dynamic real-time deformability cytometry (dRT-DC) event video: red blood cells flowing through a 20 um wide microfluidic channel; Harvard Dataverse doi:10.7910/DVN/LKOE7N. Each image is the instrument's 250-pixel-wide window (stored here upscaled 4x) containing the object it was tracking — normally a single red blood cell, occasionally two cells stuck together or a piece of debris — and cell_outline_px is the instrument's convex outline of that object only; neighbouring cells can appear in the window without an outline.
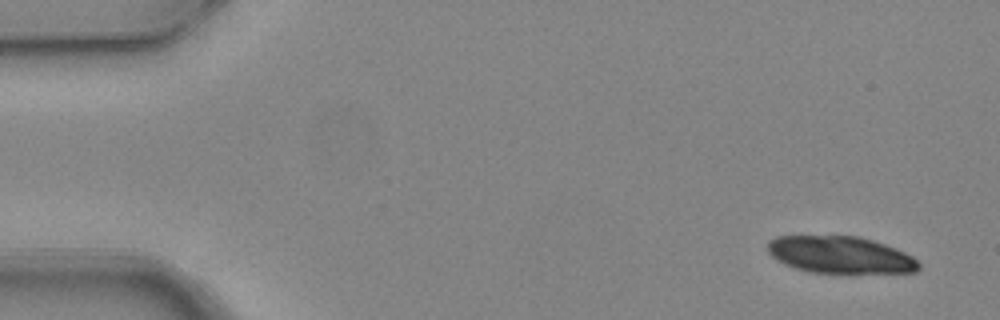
{"species": "common noctule bat (a hibernating species)", "species_latin": "Nyctalus noctula", "temperature_condition": "warm", "stored_images_in_passage": 6, "camera_frame_rate_fps": 3000, "um_per_image_px": 0.085, "animal": {"sex": "female", "body_mass_g": 24.6, "forearm_length_mm": 56.2}, "frame": {"image": 1, "passage_image": 1, "time_ms": 0.0, "image_size_px": [1000, 320], "cell_outline_px": [[920, 268], [916, 272], [812, 272], [796, 268], [784, 264], [776, 260], [768, 252], [768, 240], [776, 236], [856, 236], [872, 240], [896, 248], [912, 256], [920, 264]], "centroid_in_image_um": [71.4, 21.65], "position_along_channel_um": 13.6, "area_um2": 32.25}}
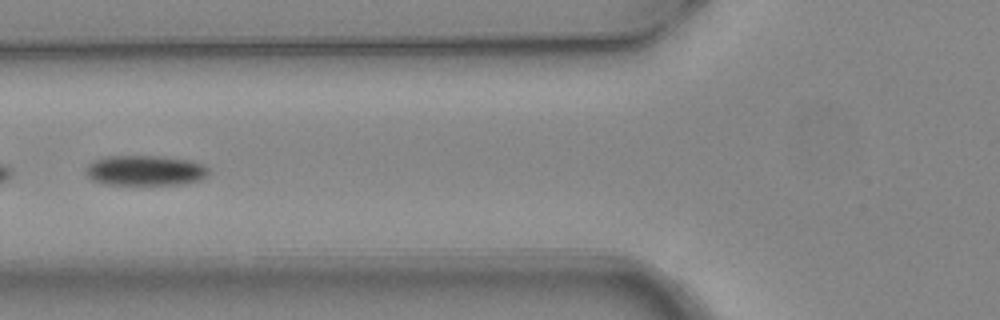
{"frame": {"image": 2, "passage_image": 6, "time_ms": 1.667, "image_size_px": [1000, 320], "cell_outline_px": [[208, 176], [200, 180], [184, 184], [104, 184], [92, 180], [84, 172], [84, 168], [92, 160], [104, 156], [160, 156], [188, 160], [204, 164], [208, 168]], "centroid_in_image_um": [12.31, 14.48], "position_along_channel_um": 113.5, "area_um2": 21.85}}